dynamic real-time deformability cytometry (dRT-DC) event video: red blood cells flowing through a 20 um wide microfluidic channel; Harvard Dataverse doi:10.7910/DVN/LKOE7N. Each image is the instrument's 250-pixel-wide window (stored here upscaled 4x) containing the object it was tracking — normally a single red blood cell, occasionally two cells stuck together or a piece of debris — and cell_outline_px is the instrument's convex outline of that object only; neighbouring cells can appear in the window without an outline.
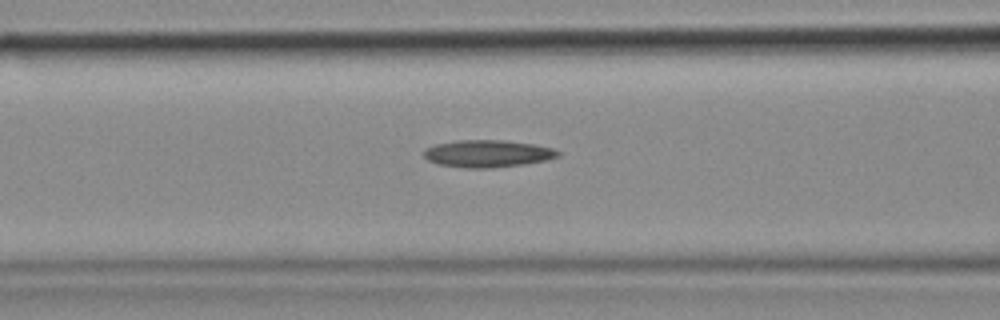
{"species": "common noctule bat (a hibernating species)", "species_latin": "Nyctalus noctula", "temperature_condition": "cold", "stored_images_in_passage": 4, "camera_frame_rate_fps": 3000, "um_per_image_px": 0.085, "animal": {"sex": "female", "body_mass_g": 18.4}, "frame": {"image": 1, "passage_image": 4, "time_ms": 1.0, "image_size_px": [1000, 320], "cell_outline_px": [[560, 156], [544, 160], [524, 164], [488, 168], [468, 168], [436, 164], [428, 160], [424, 156], [424, 148], [436, 144], [456, 140], [500, 140], [532, 144], [552, 148], [560, 152]], "centroid_in_image_um": [41.4, 13.05], "position_along_channel_um": 125.2, "area_um2": 21.15}}